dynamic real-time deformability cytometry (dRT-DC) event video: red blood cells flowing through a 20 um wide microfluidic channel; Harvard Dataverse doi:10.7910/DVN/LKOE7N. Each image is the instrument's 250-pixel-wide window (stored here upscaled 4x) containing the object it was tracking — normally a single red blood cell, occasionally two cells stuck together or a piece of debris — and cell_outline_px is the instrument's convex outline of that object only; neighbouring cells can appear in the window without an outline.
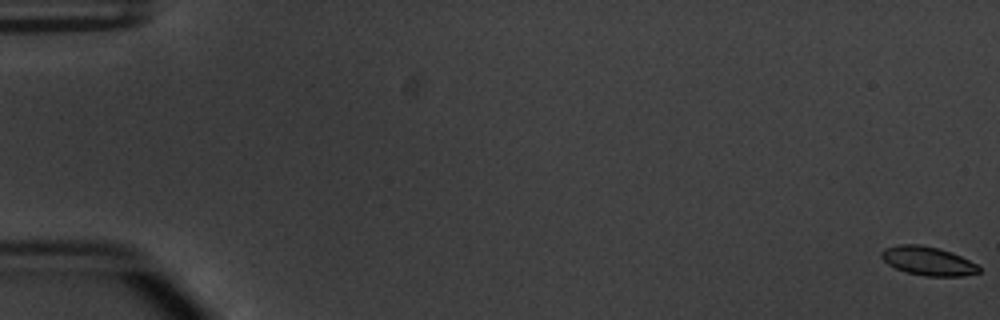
{"species": "common noctule bat (a hibernating species)", "species_latin": "Nyctalus noctula", "temperature_condition": "warm", "stored_images_in_passage": 56, "camera_frame_rate_fps": 3000, "um_per_image_px": 0.085, "animal": {"sex": "male", "body_mass_g": 20.1, "forearm_length_mm": 53.5}, "frame": {"image": 1, "passage_image": 1, "time_ms": 0.0, "image_size_px": [1000, 320], "cell_outline_px": [[980, 272], [964, 276], [924, 276], [908, 272], [896, 268], [888, 264], [880, 256], [880, 252], [884, 248], [900, 244], [920, 244], [940, 248], [952, 252], [976, 264], [980, 268]], "centroid_in_image_um": [78.86, 22.17], "position_along_channel_um": 6.1, "area_um2": 16.36}}
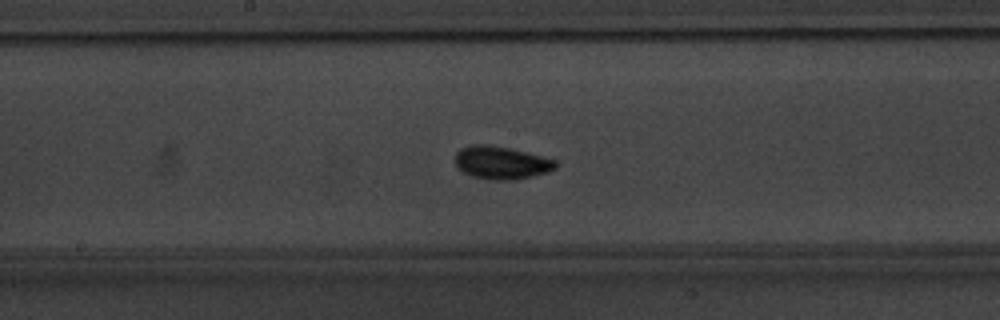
{"frame": {"image": 2, "passage_image": 30, "time_ms": 9.667, "image_size_px": [1000, 320], "cell_outline_px": [[556, 168], [548, 172], [516, 180], [488, 180], [472, 176], [456, 168], [456, 152], [460, 148], [472, 144], [488, 144], [528, 152], [556, 160]], "centroid_in_image_um": [42.6, 13.83], "position_along_channel_um": 205.6, "area_um2": 19.42}}
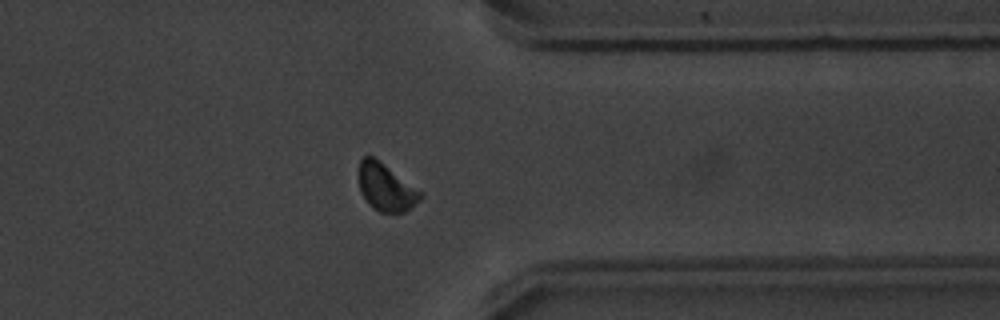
{"frame": {"image": 3, "passage_image": 44, "time_ms": 14.333, "image_size_px": [1000, 320], "cell_outline_px": [[424, 196], [420, 200], [404, 212], [380, 212], [372, 208], [368, 204], [360, 188], [360, 160], [364, 156], [372, 156], [380, 160], [424, 192]], "centroid_in_image_um": [32.86, 15.91], "position_along_channel_um": 378.5, "area_um2": 17.05}, "authors_computed_cell_mechanics": {"area_um2": 16.9065, "velocity_mm_per_s": 3.8089, "shape_relaxation_time_tau1_ms": 1.7935, "shape_relaxation_time_tau2_ms": 1.5065, "deformation_change_tau1": 0.0902, "deformation_change_tau2": 0.0603}}